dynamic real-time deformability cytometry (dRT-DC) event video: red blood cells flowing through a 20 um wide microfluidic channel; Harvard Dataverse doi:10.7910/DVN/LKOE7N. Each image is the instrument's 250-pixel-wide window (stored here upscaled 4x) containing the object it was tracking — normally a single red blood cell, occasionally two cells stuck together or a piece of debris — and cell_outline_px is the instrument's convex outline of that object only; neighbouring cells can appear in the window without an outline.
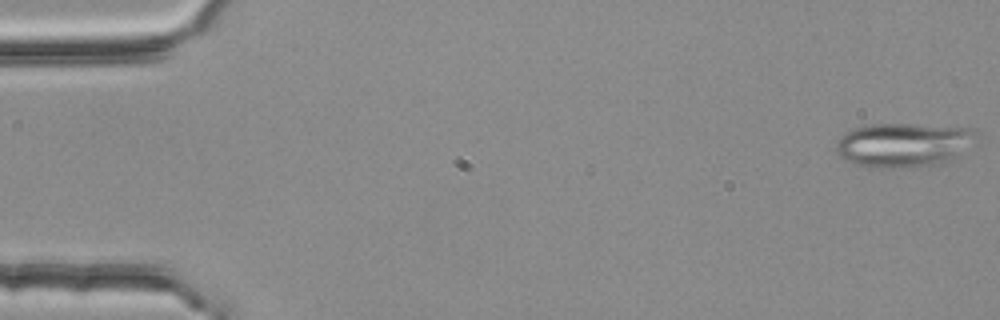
{"species": "common noctule bat (a hibernating species)", "species_latin": "Nyctalus noctula", "temperature_condition": "room temperature", "stored_images_in_passage": 54, "segment_of_instrument_passage": [1, 2], "camera_frame_rate_fps": 3000, "um_per_image_px": 0.085, "animal": {"sex": "female", "body_mass_g": 25.1}, "frame": {"image": 1, "passage_image": 1, "time_ms": 0.0, "image_size_px": [1000, 320], "cell_outline_px": [[976, 136], [952, 160], [944, 164], [900, 168], [876, 168], [856, 164], [844, 160], [836, 152], [836, 140], [844, 132], [852, 128], [868, 124], [912, 124], [972, 128], [976, 132]], "centroid_in_image_um": [76.72, 12.32], "position_along_channel_um": 8.3, "area_um2": 36.24}}